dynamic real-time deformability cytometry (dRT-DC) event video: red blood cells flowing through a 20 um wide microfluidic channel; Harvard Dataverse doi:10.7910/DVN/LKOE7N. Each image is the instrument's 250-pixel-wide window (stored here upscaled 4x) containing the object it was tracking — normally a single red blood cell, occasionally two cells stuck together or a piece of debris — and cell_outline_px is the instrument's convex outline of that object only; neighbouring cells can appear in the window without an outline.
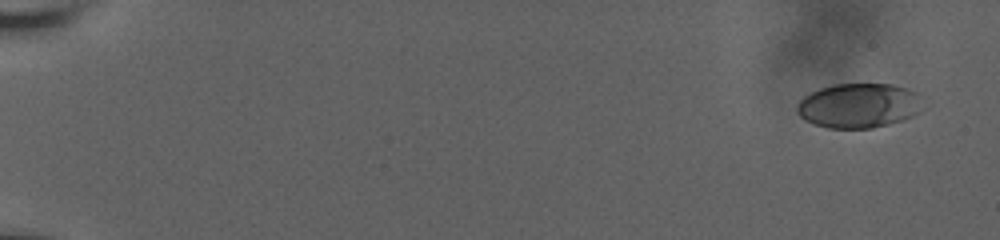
{"species": "human", "species_latin": "Homo sapiens", "temperature_condition": "room temperature", "stored_images_in_passage": 37, "camera_frame_rate_fps": 3000, "um_per_image_px": 0.085, "donor": {"sex": "male"}, "frame": {"image": 1, "passage_image": 1, "time_ms": 0.0, "image_size_px": [1000, 240], "cell_outline_px": [[924, 96], [920, 112], [904, 120], [872, 128], [828, 128], [816, 124], [800, 116], [796, 108], [800, 100], [804, 96], [820, 88], [832, 84], [892, 84], [916, 92]], "centroid_in_image_um": [73.05, 8.97], "position_along_channel_um": 11.9, "area_um2": 32.77}}
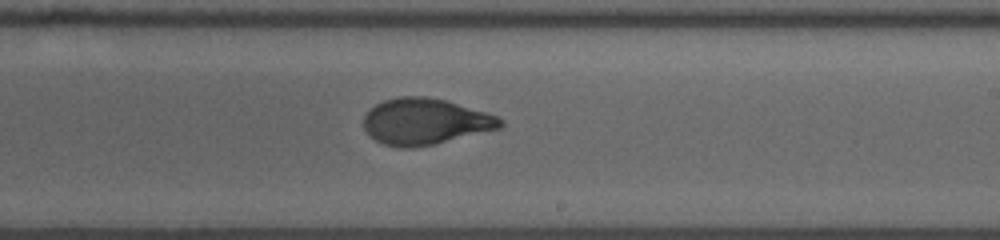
{"frame": {"image": 2, "passage_image": 21, "time_ms": 12.0, "image_size_px": [1000, 240], "cell_outline_px": [[504, 124], [500, 128], [436, 144], [412, 148], [396, 148], [384, 144], [376, 140], [364, 128], [364, 116], [376, 104], [384, 100], [400, 96], [428, 96], [448, 100], [500, 116], [504, 120]], "centroid_in_image_um": [36.19, 10.32], "position_along_channel_um": 252.8, "area_um2": 37.11}}
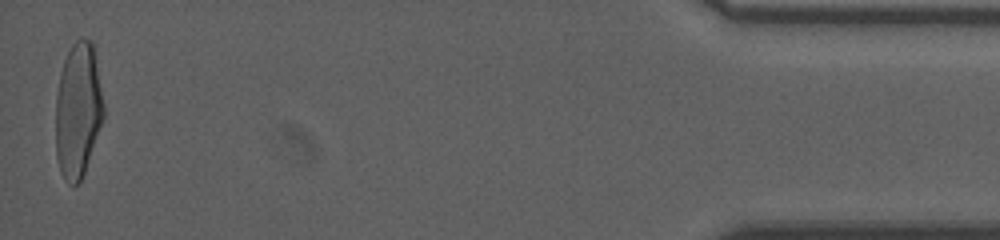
{"frame": {"image": 3, "passage_image": 37, "time_ms": 19.0, "image_size_px": [1000, 240], "cell_outline_px": [[104, 116], [84, 172], [80, 180], [72, 188], [64, 180], [60, 172], [56, 156], [56, 96], [60, 72], [64, 60], [72, 44], [76, 40], [92, 40], [104, 104]], "centroid_in_image_um": [6.61, 9.4], "position_along_channel_um": 428.6, "area_um2": 37.57}, "authors_computed_cell_mechanics": {"area_um2": 36.414, "velocity_mm_per_s": 3.6558, "shape_relaxation_time_tau1_ms": 4.7458, "shape_relaxation_time_tau2_ms": 0.7987, "deformation_change_tau1": 0.1963, "deformation_change_tau2": 0.0594}}